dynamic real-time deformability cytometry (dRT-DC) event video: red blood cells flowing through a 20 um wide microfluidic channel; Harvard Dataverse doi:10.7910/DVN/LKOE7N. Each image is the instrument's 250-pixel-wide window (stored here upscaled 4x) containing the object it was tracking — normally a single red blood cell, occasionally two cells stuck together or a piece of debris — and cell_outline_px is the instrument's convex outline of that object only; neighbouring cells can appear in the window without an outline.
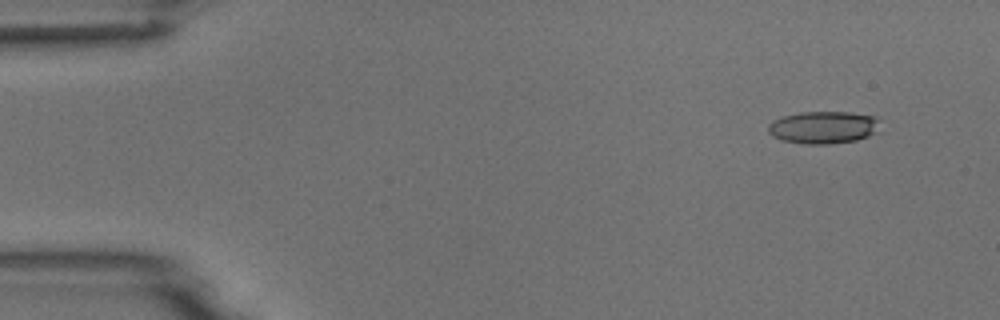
{"species": "common noctule bat (a hibernating species)", "species_latin": "Nyctalus noctula", "temperature_condition": "room temperature", "stored_images_in_passage": 5, "camera_frame_rate_fps": 3000, "um_per_image_px": 0.085, "animal": {"sex": "male", "body_mass_g": 18.8}, "frame": {"image": 1, "passage_image": 2, "time_ms": 1.333, "image_size_px": [1000, 320], "cell_outline_px": [[880, 132], [856, 140], [828, 144], [804, 144], [780, 140], [772, 136], [768, 132], [768, 124], [772, 120], [784, 116], [800, 112], [848, 112], [872, 116], [880, 120]], "centroid_in_image_um": [69.99, 10.83], "position_along_channel_um": 15.0, "area_um2": 21.39}}
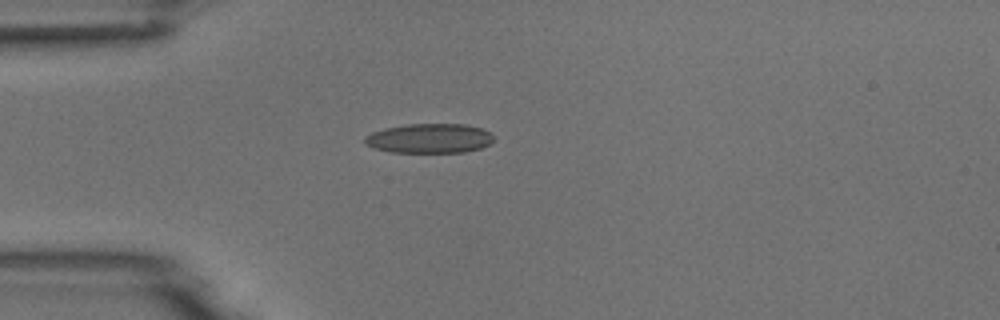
{"frame": {"image": 2, "passage_image": 5, "time_ms": 4.667, "image_size_px": [1000, 320], "cell_outline_px": [[492, 140], [488, 144], [480, 148], [464, 152], [392, 152], [372, 148], [364, 144], [364, 136], [372, 132], [384, 128], [408, 124], [464, 124], [480, 128], [492, 132]], "centroid_in_image_um": [36.45, 11.76], "position_along_channel_um": 48.5, "area_um2": 22.2}}